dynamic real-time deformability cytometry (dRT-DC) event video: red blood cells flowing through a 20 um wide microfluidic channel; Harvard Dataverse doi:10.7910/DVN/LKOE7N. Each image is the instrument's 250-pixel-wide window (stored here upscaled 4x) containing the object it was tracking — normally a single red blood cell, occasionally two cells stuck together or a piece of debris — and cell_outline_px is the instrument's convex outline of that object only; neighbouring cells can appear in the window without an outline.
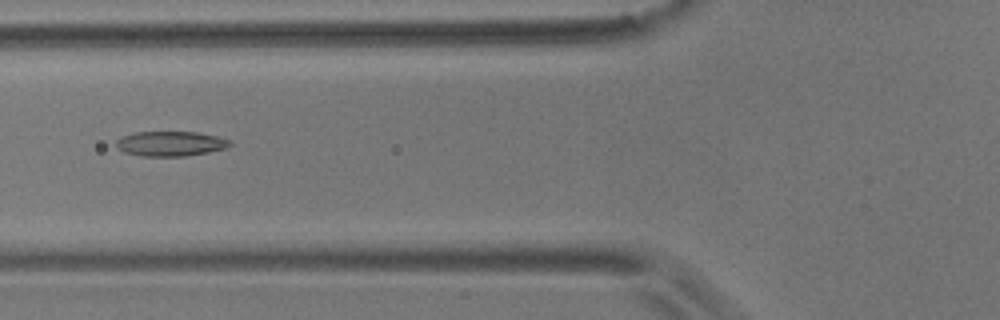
{"species": "common noctule bat (a hibernating species)", "species_latin": "Nyctalus noctula", "temperature_condition": "room temperature", "stored_images_in_passage": 39, "camera_frame_rate_fps": 3000, "um_per_image_px": 0.085, "animal": {"sex": "male", "body_mass_g": 17.9}, "frame": {"image": 1, "passage_image": 4, "time_ms": 1.0, "image_size_px": [1000, 320], "cell_outline_px": [[232, 144], [224, 148], [208, 152], [184, 156], [140, 156], [124, 152], [116, 148], [116, 140], [132, 132], [196, 132], [216, 136], [232, 140]], "centroid_in_image_um": [14.47, 12.21], "position_along_channel_um": 111.3, "area_um2": 16.47}}
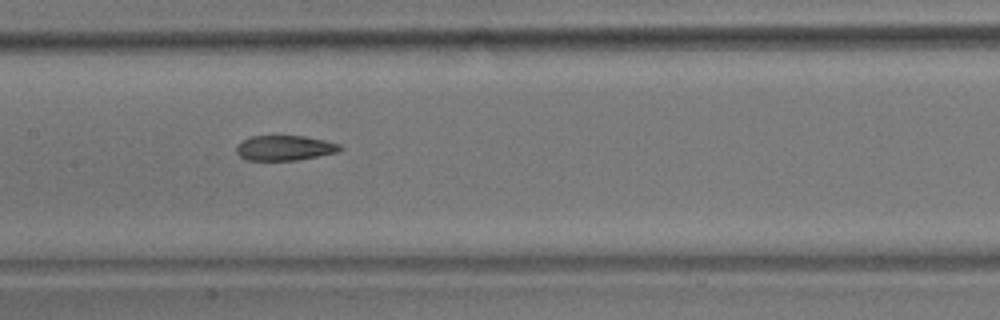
{"frame": {"image": 2, "passage_image": 10, "time_ms": 3.0, "image_size_px": [1000, 320], "cell_outline_px": [[344, 148], [336, 152], [296, 160], [248, 160], [240, 156], [236, 152], [236, 144], [252, 136], [304, 136], [324, 140], [340, 144]], "centroid_in_image_um": [24.18, 12.57], "position_along_channel_um": 183.2, "area_um2": 14.97}}
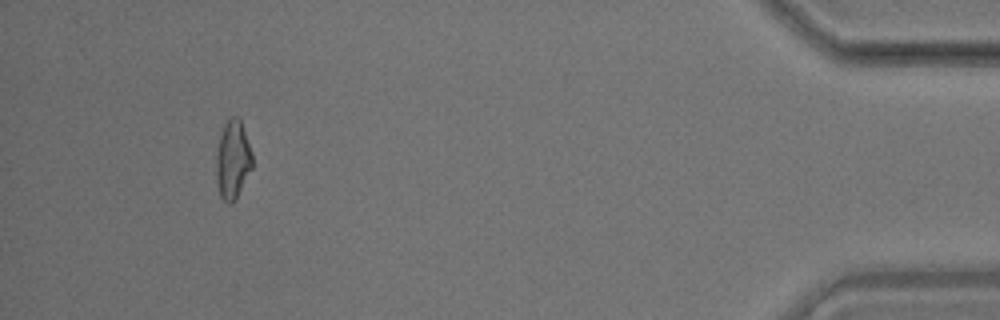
{"frame": {"image": 3, "passage_image": 35, "time_ms": 11.333, "image_size_px": [1000, 320], "cell_outline_px": [[252, 168], [236, 200], [232, 204], [228, 204], [220, 196], [216, 180], [216, 156], [220, 136], [224, 124], [232, 116], [236, 116], [240, 120], [252, 152]], "centroid_in_image_um": [19.78, 13.62], "position_along_channel_um": 415.4, "area_um2": 16.53}}